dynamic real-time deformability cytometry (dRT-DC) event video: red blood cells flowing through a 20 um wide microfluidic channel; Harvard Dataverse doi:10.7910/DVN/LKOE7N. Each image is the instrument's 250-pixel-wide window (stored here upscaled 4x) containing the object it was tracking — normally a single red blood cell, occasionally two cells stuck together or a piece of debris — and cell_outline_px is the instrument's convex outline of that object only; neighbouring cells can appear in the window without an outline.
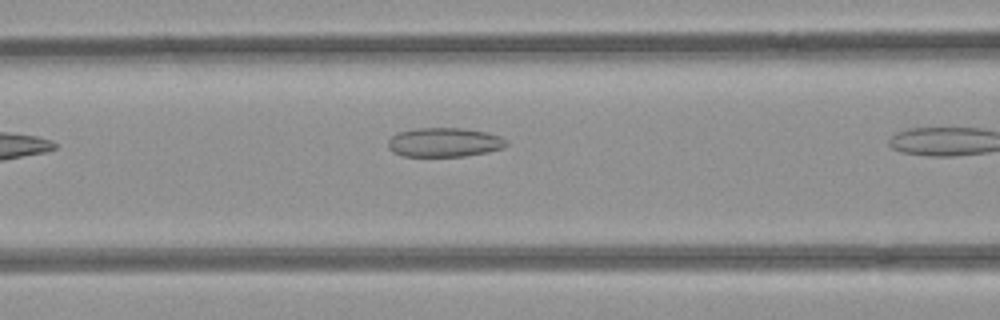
{"species": "common noctule bat (a hibernating species)", "species_latin": "Nyctalus noctula", "temperature_condition": "room temperature", "stored_images_in_passage": 5, "camera_frame_rate_fps": 3000, "um_per_image_px": 0.085, "animal": {"sex": "female", "body_mass_g": 21.9}, "frame": {"image": 1, "passage_image": 4, "time_ms": 1.0, "image_size_px": [1000, 320], "cell_outline_px": [[508, 144], [504, 148], [488, 152], [464, 156], [404, 156], [392, 152], [388, 148], [388, 140], [392, 136], [400, 132], [416, 128], [460, 128], [488, 132], [500, 136]], "centroid_in_image_um": [37.77, 12.1], "position_along_channel_um": 128.8, "area_um2": 20.11}}